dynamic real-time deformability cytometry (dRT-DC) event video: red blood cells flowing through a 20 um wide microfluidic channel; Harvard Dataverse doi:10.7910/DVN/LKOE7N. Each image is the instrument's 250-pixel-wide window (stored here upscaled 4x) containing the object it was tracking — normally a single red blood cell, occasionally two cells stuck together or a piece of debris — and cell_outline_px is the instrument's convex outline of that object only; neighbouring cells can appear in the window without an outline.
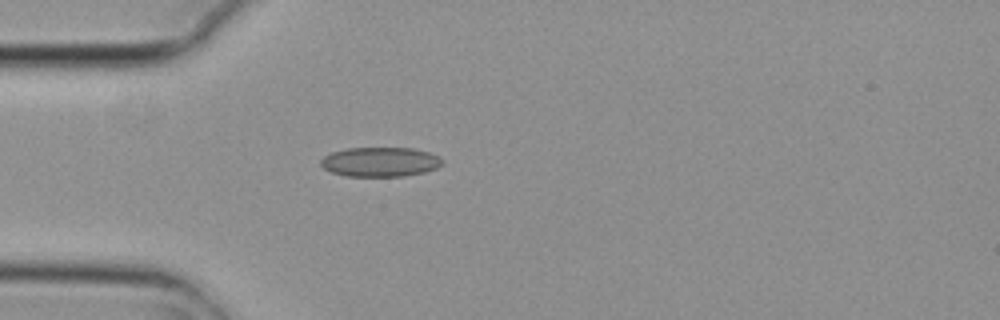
{"species": "common noctule bat (a hibernating species)", "species_latin": "Nyctalus noctula", "temperature_condition": "cold", "stored_images_in_passage": 1, "camera_frame_rate_fps": 3000, "um_per_image_px": 0.085, "animal": {"sex": "female", "body_mass_g": 29.2, "forearm_length_mm": 56.3}, "frame": {"image": 1, "passage_image": 1, "time_ms": 0.0, "image_size_px": [1000, 320], "cell_outline_px": [[444, 164], [436, 168], [424, 172], [404, 176], [344, 176], [332, 172], [324, 168], [320, 164], [320, 160], [324, 156], [332, 152], [348, 148], [412, 148], [428, 152], [444, 160]], "centroid_in_image_um": [32.31, 13.76], "position_along_channel_um": 52.7, "area_um2": 20.87}}